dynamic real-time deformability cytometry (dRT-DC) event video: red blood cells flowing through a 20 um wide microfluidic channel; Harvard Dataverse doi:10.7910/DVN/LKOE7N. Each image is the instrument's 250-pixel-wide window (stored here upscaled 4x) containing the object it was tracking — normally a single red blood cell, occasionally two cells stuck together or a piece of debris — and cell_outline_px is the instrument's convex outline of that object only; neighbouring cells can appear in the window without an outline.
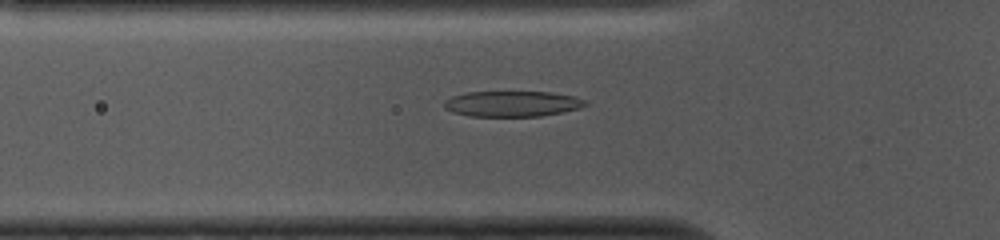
{"species": "common noctule bat (a hibernating species)", "species_latin": "Nyctalus noctula", "temperature_condition": "cold", "stored_images_in_passage": 52, "camera_frame_rate_fps": 3000, "um_per_image_px": 0.085, "animal": {"sex": "female", "body_mass_g": 10.0, "forearm_length_mm": 53.1}, "frame": {"image": 1, "passage_image": 16, "time_ms": 5.0, "image_size_px": [1000, 240], "cell_outline_px": [[588, 104], [580, 108], [564, 112], [540, 116], [468, 116], [452, 112], [444, 108], [444, 100], [452, 96], [468, 92], [552, 92], [576, 96], [584, 100]], "centroid_in_image_um": [43.54, 8.82], "position_along_channel_um": 82.3, "area_um2": 21.21}}
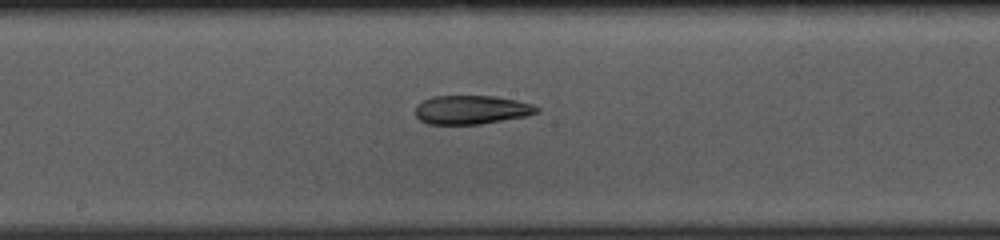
{"frame": {"image": 2, "passage_image": 26, "time_ms": 8.333, "image_size_px": [1000, 240], "cell_outline_px": [[540, 112], [524, 116], [480, 124], [428, 124], [420, 120], [416, 116], [416, 104], [432, 96], [496, 96], [516, 100], [532, 104], [540, 108]], "centroid_in_image_um": [40.07, 9.32], "position_along_channel_um": 208.1, "area_um2": 20.35}}
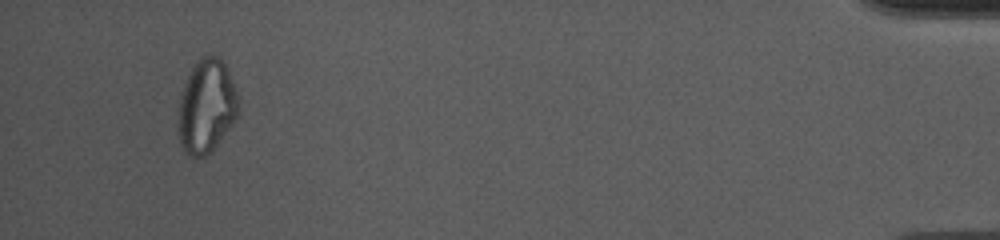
{"frame": {"image": 3, "passage_image": 49, "time_ms": 16.0, "image_size_px": [1000, 240], "cell_outline_px": [[240, 112], [236, 120], [216, 144], [204, 156], [188, 156], [184, 152], [180, 144], [176, 124], [180, 96], [184, 84], [196, 60], [204, 56], [216, 56], [224, 64], [240, 96]], "centroid_in_image_um": [17.55, 9.05], "position_along_channel_um": 417.7, "area_um2": 33.12}, "authors_computed_cell_mechanics": {"area_um2": 23.3512, "velocity_mm_per_s": 3.7407, "shape_relaxation_time_tau1_ms": null, "shape_relaxation_time_tau2_ms": 3.4968, "deformation_change_tau1": null, "deformation_change_tau2": 0.1203}}